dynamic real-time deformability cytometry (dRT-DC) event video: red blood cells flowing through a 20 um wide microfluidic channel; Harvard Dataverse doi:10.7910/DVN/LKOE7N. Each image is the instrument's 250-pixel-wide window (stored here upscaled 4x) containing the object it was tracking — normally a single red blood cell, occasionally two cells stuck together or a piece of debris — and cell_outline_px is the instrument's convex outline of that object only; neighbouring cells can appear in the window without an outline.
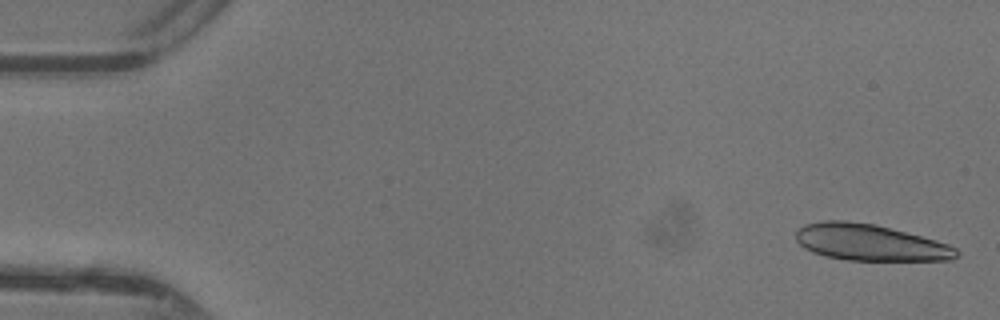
{"species": "common noctule bat (a hibernating species)", "species_latin": "Nyctalus noctula", "temperature_condition": "warm", "stored_images_in_passage": 48, "camera_frame_rate_fps": 3000, "um_per_image_px": 0.085, "animal": {"sex": "female"}, "frame": {"image": 1, "passage_image": 2, "time_ms": 0.333, "image_size_px": [1000, 320], "cell_outline_px": [[960, 256], [952, 260], [848, 260], [824, 256], [812, 252], [804, 248], [796, 240], [796, 228], [804, 224], [824, 220], [844, 220], [876, 224], [936, 240], [948, 244], [956, 248], [960, 252]], "centroid_in_image_um": [73.94, 20.61], "position_along_channel_um": 11.1, "area_um2": 34.33}}
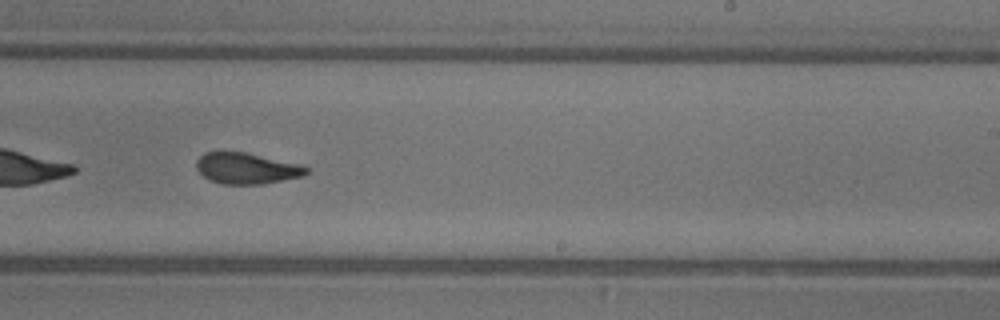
{"frame": {"image": 2, "passage_image": 30, "time_ms": 9.667, "image_size_px": [1000, 320], "cell_outline_px": [[308, 172], [304, 176], [264, 184], [224, 184], [208, 180], [196, 168], [196, 160], [204, 152], [244, 152], [304, 164], [308, 168]], "centroid_in_image_um": [21.0, 14.31], "position_along_channel_um": 268.0, "area_um2": 20.11}}
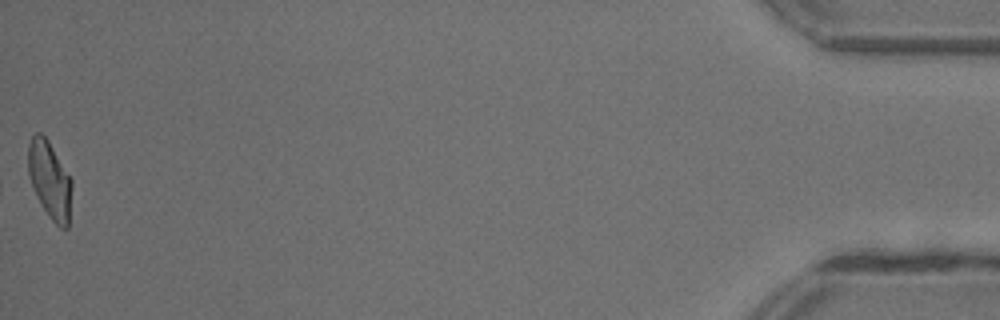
{"frame": {"image": 3, "passage_image": 48, "time_ms": 15.667, "image_size_px": [1000, 320], "cell_outline_px": [[72, 184], [68, 228], [60, 228], [52, 220], [36, 196], [28, 176], [28, 144], [32, 136], [36, 132], [40, 132], [48, 140], [72, 180]], "centroid_in_image_um": [4.22, 15.28], "position_along_channel_um": 431.0, "area_um2": 19.54}, "authors_computed_cell_mechanics": {"area_um2": 20.8658, "velocity_mm_per_s": 4.3977, "shape_relaxation_time_tau1_ms": 6.006, "shape_relaxation_time_tau2_ms": 1.7948, "deformation_change_tau1": 0.1991, "deformation_change_tau2": 0.0953}}